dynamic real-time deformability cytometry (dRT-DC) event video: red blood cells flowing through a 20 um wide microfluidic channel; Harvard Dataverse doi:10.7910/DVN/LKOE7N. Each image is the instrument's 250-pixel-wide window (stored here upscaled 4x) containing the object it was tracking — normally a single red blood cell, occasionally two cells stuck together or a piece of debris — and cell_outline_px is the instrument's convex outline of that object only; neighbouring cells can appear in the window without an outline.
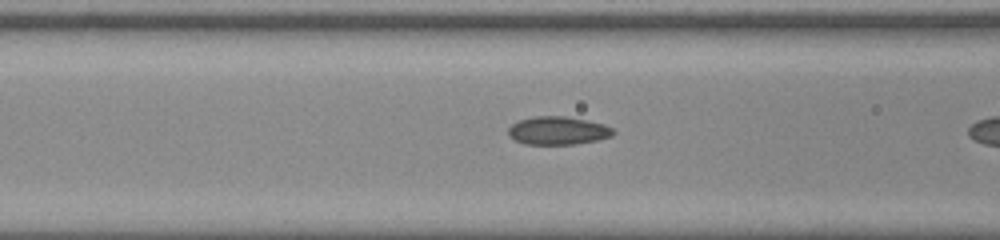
{"species": "common noctule bat (a hibernating species)", "species_latin": "Nyctalus noctula", "temperature_condition": "room temperature", "stored_images_in_passage": 6, "camera_frame_rate_fps": 3000, "um_per_image_px": 0.085, "animal": {"sex": "male", "body_mass_g": 20.0, "forearm_length_mm": 53.3}, "frame": {"image": 1, "passage_image": 5, "time_ms": 1.333, "image_size_px": [1000, 240], "cell_outline_px": [[616, 132], [612, 136], [596, 140], [572, 144], [524, 144], [508, 136], [508, 128], [512, 124], [520, 120], [532, 116], [564, 116], [588, 120], [604, 124], [612, 128]], "centroid_in_image_um": [47.42, 11.09], "position_along_channel_um": 119.2, "area_um2": 17.22}}